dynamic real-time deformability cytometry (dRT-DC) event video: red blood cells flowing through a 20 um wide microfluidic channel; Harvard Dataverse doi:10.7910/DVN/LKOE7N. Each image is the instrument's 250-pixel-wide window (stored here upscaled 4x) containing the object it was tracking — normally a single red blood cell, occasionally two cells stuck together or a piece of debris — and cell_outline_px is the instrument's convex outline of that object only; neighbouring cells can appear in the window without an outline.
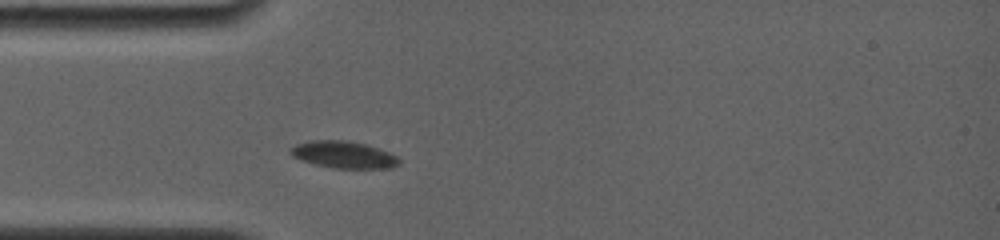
{"species": "common noctule bat (a hibernating species)", "species_latin": "Nyctalus noctula", "temperature_condition": "room temperature", "stored_images_in_passage": 2, "camera_frame_rate_fps": 4000, "um_per_image_px": 0.085, "animal": {"sex": "female", "body_mass_g": 19.0, "forearm_length_mm": 56.7}, "frame": {"image": 1, "passage_image": 2, "time_ms": 1.0, "image_size_px": [1000, 240], "cell_outline_px": [[400, 164], [392, 168], [332, 168], [300, 160], [292, 156], [288, 152], [288, 148], [296, 144], [312, 140], [348, 140], [364, 144], [388, 152], [396, 156], [400, 160]], "centroid_in_image_um": [29.16, 13.15], "position_along_channel_um": 55.8, "area_um2": 17.11}}